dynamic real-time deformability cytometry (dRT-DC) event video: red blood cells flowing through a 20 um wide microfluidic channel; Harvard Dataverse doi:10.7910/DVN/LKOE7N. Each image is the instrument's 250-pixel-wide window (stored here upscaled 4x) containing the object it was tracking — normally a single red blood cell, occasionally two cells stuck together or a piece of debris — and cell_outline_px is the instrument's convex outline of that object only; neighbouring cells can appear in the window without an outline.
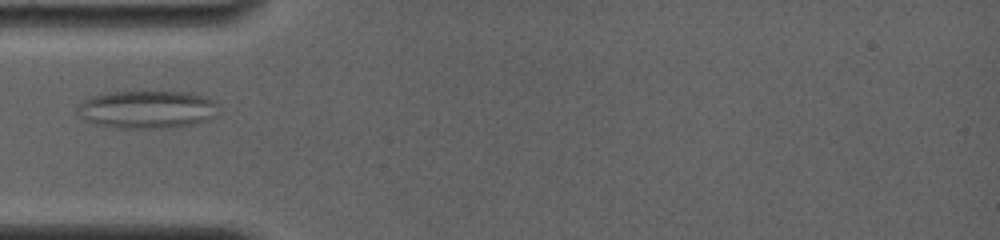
{"species": "common noctule bat (a hibernating species)", "species_latin": "Nyctalus noctula", "temperature_condition": "room temperature", "stored_images_in_passage": 15, "camera_frame_rate_fps": 4000, "um_per_image_px": 0.085, "animal": {"sex": "female", "body_mass_g": 19.0, "forearm_length_mm": 56.7}, "frame": {"image": 1, "passage_image": 5, "time_ms": 4.75, "image_size_px": [1000, 240], "cell_outline_px": [[216, 116], [208, 120], [192, 124], [164, 128], [116, 128], [96, 124], [84, 120], [76, 112], [76, 108], [88, 96], [108, 92], [192, 92], [204, 96], [212, 100], [216, 104]], "centroid_in_image_um": [12.46, 9.3], "position_along_channel_um": 72.5, "area_um2": 31.27}}
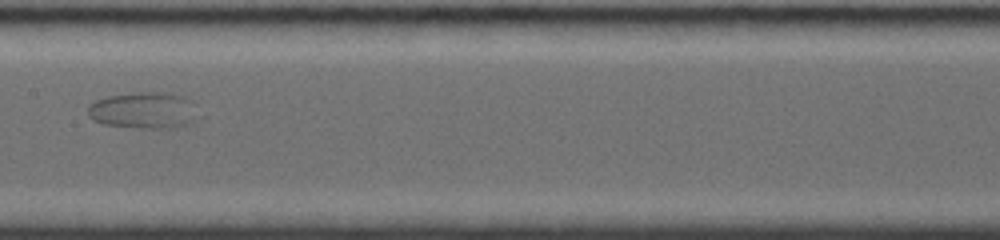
{"frame": {"image": 2, "passage_image": 8, "time_ms": 8.25, "image_size_px": [1000, 240], "cell_outline_px": [[192, 120], [184, 124], [172, 128], [140, 128], [104, 124], [92, 120], [88, 116], [88, 104], [96, 100], [108, 96], [140, 92], [152, 92], [184, 96], [192, 100]], "centroid_in_image_um": [12.09, 9.38], "position_along_channel_um": 195.3, "area_um2": 22.83}}
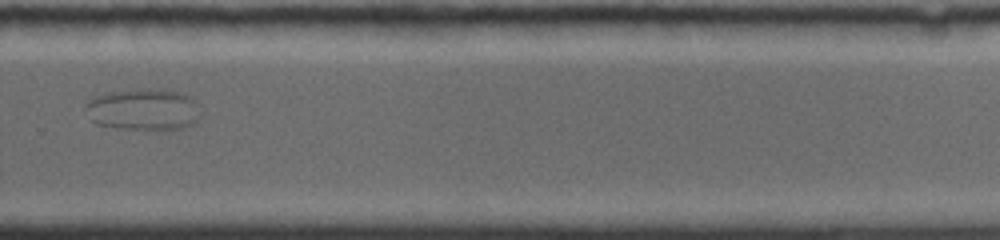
{"frame": {"image": 3, "passage_image": 11, "time_ms": 11.75, "image_size_px": [1000, 240], "cell_outline_px": [[200, 116], [192, 124], [184, 128], [120, 128], [96, 124], [88, 120], [84, 108], [84, 104], [88, 100], [96, 96], [112, 92], [132, 88], [160, 88], [180, 92], [196, 100]], "centroid_in_image_um": [12.14, 9.27], "position_along_channel_um": 317.7, "area_um2": 28.09}}